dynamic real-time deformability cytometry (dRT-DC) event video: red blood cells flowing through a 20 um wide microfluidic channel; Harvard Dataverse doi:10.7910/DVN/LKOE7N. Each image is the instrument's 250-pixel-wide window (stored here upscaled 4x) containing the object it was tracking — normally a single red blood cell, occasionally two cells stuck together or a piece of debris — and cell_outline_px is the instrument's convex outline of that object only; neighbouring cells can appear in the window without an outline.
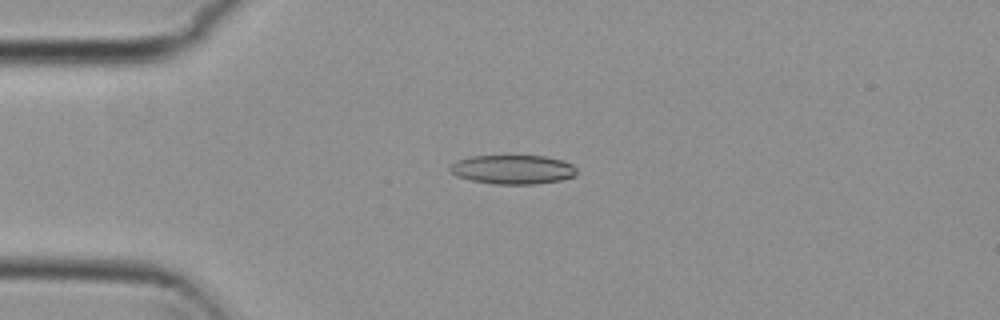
{"species": "common noctule bat (a hibernating species)", "species_latin": "Nyctalus noctula", "temperature_condition": "cold", "stored_images_in_passage": 11, "camera_frame_rate_fps": 3000, "um_per_image_px": 0.085, "animal": {"sex": "female", "body_mass_g": 29.2, "forearm_length_mm": 56.3}, "frame": {"image": 1, "passage_image": 4, "time_ms": 1.0, "image_size_px": [1000, 320], "cell_outline_px": [[576, 176], [560, 180], [536, 184], [496, 184], [472, 180], [456, 176], [448, 168], [456, 160], [472, 156], [544, 156], [560, 160], [572, 164], [576, 168]], "centroid_in_image_um": [43.59, 14.41], "position_along_channel_um": 41.4, "area_um2": 21.39}}
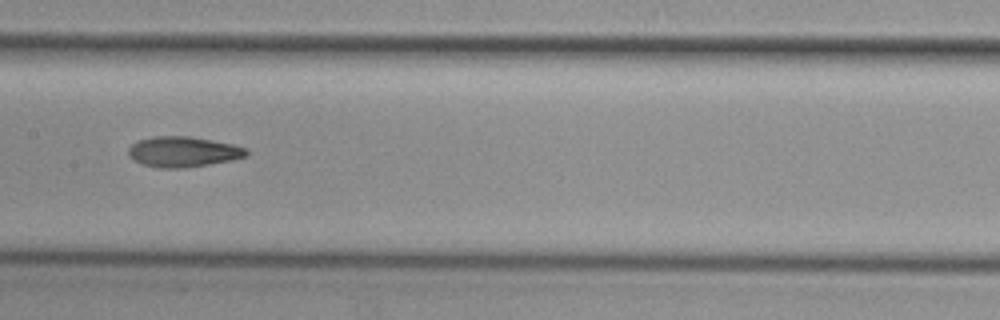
{"frame": {"image": 2, "passage_image": 8, "time_ms": 2.333, "image_size_px": [1000, 320], "cell_outline_px": [[248, 156], [232, 160], [184, 168], [156, 168], [144, 164], [128, 156], [128, 148], [136, 140], [152, 136], [192, 136], [232, 144], [248, 148]], "centroid_in_image_um": [15.57, 12.89], "position_along_channel_um": 191.8, "area_um2": 21.1}}
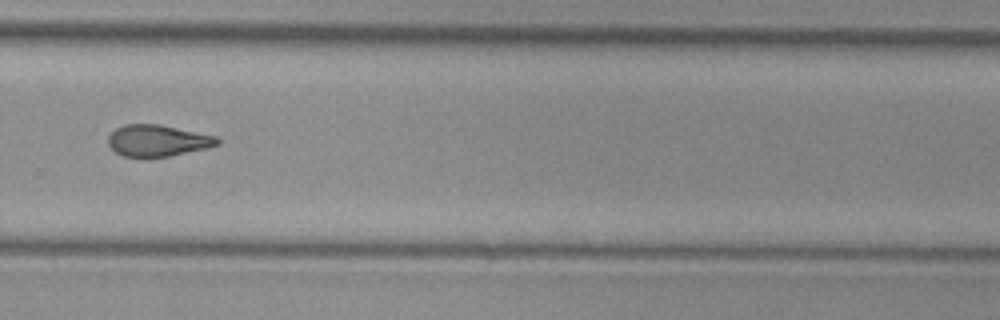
{"frame": {"image": 3, "passage_image": 11, "time_ms": 3.333, "image_size_px": [1000, 320], "cell_outline_px": [[220, 144], [208, 148], [168, 156], [140, 160], [124, 156], [116, 152], [108, 144], [108, 136], [116, 128], [124, 124], [160, 124], [216, 136], [220, 140]], "centroid_in_image_um": [13.38, 11.98], "position_along_channel_um": 316.4, "area_um2": 20.52}}